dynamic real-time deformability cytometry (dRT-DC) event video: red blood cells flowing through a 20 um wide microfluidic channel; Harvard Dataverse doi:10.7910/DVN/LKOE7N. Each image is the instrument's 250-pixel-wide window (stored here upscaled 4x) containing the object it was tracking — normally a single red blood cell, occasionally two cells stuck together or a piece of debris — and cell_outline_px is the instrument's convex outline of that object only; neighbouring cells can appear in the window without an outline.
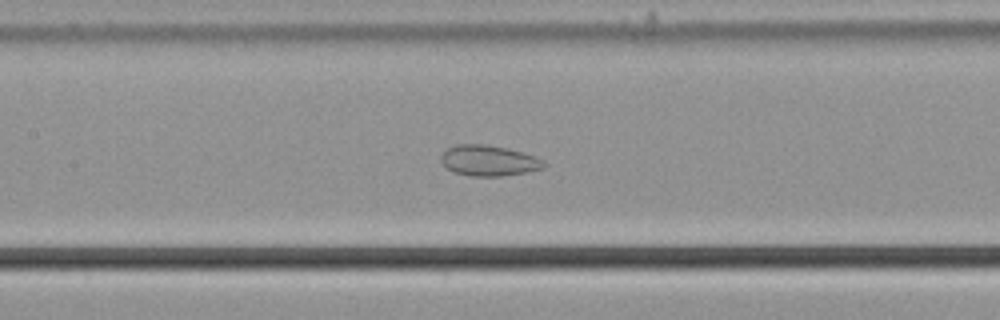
{"species": "common noctule bat (a hibernating species)", "species_latin": "Nyctalus noctula", "temperature_condition": "cold", "stored_images_in_passage": 56, "camera_frame_rate_fps": 3000, "um_per_image_px": 0.085, "animal": {"sex": "male", "body_mass_g": 21.5, "forearm_length_mm": 52.0}, "frame": {"image": 1, "passage_image": 27, "time_ms": 8.667, "image_size_px": [1000, 320], "cell_outline_px": [[548, 164], [544, 168], [524, 172], [500, 176], [468, 176], [452, 172], [440, 160], [440, 156], [448, 148], [456, 144], [484, 144], [504, 148], [520, 152], [544, 160]], "centroid_in_image_um": [41.51, 13.66], "position_along_channel_um": 165.9, "area_um2": 18.21}}
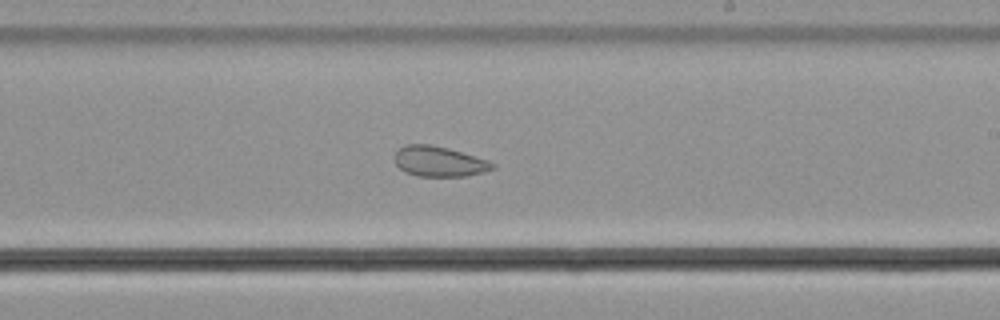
{"frame": {"image": 2, "passage_image": 34, "time_ms": 11.0, "image_size_px": [1000, 320], "cell_outline_px": [[496, 168], [484, 172], [468, 176], [416, 176], [404, 172], [396, 164], [396, 152], [404, 144], [428, 144], [448, 148], [488, 160], [496, 164]], "centroid_in_image_um": [37.35, 13.73], "position_along_channel_um": 251.6, "area_um2": 17.28}}
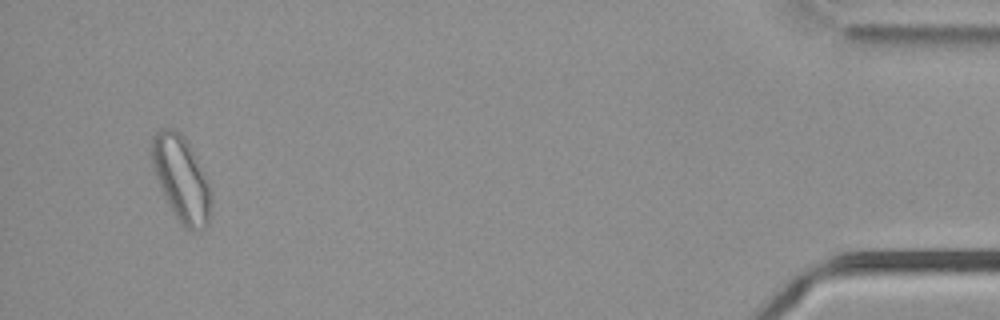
{"frame": {"image": 3, "passage_image": 54, "time_ms": 17.667, "image_size_px": [1000, 320], "cell_outline_px": [[212, 204], [208, 224], [200, 232], [192, 232], [184, 228], [180, 224], [164, 196], [160, 188], [152, 164], [152, 136], [160, 128], [176, 128], [180, 132], [188, 144], [208, 180], [212, 196]], "centroid_in_image_um": [15.43, 15.25], "position_along_channel_um": 419.8, "area_um2": 29.59}, "authors_computed_cell_mechanics": {"area_um2": 24.9985, "velocity_mm_per_s": 3.6917, "shape_relaxation_time_tau1_ms": null, "shape_relaxation_time_tau2_ms": 1.8055, "deformation_change_tau1": null, "deformation_change_tau2": 0.0715}}